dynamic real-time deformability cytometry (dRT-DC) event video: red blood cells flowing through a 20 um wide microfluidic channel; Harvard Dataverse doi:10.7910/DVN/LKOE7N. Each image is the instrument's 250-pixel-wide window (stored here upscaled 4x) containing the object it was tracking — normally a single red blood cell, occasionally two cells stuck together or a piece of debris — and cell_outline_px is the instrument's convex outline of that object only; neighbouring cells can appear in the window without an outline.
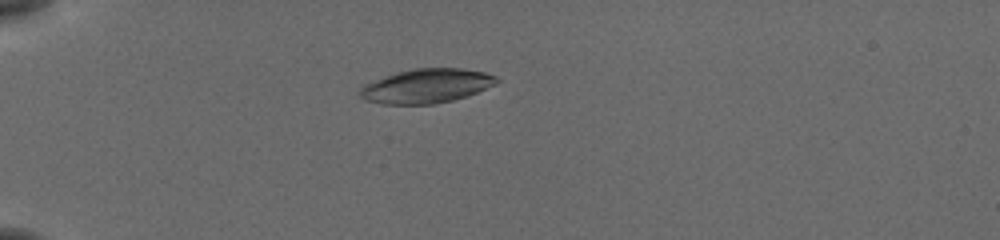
{"species": "common noctule bat (a hibernating species)", "species_latin": "Nyctalus noctula", "temperature_condition": "cold", "stored_images_in_passage": 42, "camera_frame_rate_fps": 3000, "um_per_image_px": 0.085, "animal": {"sex": "female", "body_mass_g": 19.5, "forearm_length_mm": 54.1}, "frame": {"image": 1, "passage_image": 3, "time_ms": 0.667, "image_size_px": [1000, 240], "cell_outline_px": [[500, 80], [496, 84], [468, 96], [452, 100], [432, 104], [380, 104], [364, 100], [360, 96], [360, 88], [364, 84], [396, 72], [416, 68], [464, 68], [484, 72], [496, 76]], "centroid_in_image_um": [36.26, 7.31], "position_along_channel_um": 48.7, "area_um2": 27.34}}
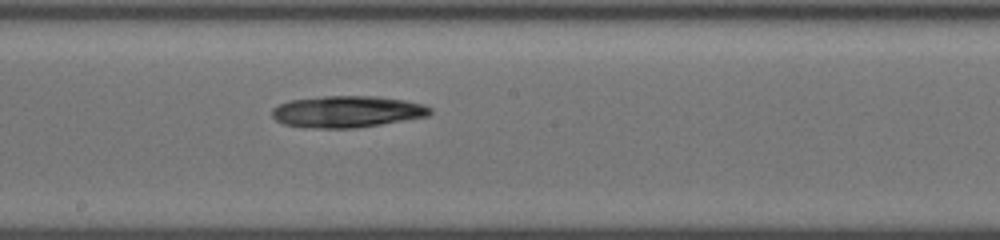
{"frame": {"image": 2, "passage_image": 19, "time_ms": 6.0, "image_size_px": [1000, 240], "cell_outline_px": [[432, 112], [428, 116], [356, 128], [320, 128], [284, 124], [276, 120], [272, 116], [272, 108], [288, 100], [324, 96], [376, 96], [404, 100], [424, 104], [432, 108]], "centroid_in_image_um": [29.51, 9.48], "position_along_channel_um": 218.7, "area_um2": 29.02}}
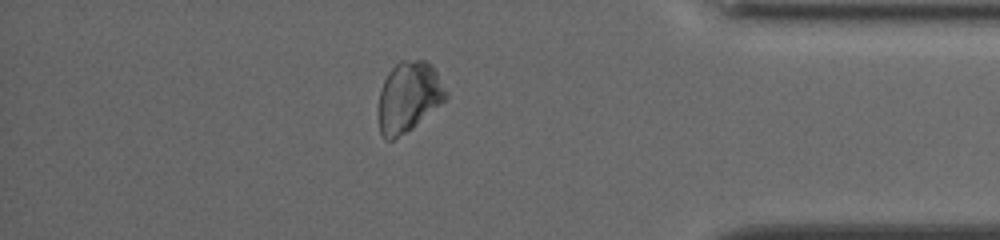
{"frame": {"image": 3, "passage_image": 35, "time_ms": 11.333, "image_size_px": [1000, 240], "cell_outline_px": [[448, 96], [440, 104], [412, 128], [392, 140], [384, 140], [380, 132], [380, 88], [388, 72], [400, 60], [428, 60], [432, 64], [448, 92]], "centroid_in_image_um": [34.75, 8.2], "position_along_channel_um": 400.4, "area_um2": 27.34}, "authors_computed_cell_mechanics": {"area_um2": 28.2642, "velocity_mm_per_s": 3.8217, "shape_relaxation_time_tau1_ms": 8.0528, "shape_relaxation_time_tau2_ms": null, "deformation_change_tau1": 0.0987, "deformation_change_tau2": null}}